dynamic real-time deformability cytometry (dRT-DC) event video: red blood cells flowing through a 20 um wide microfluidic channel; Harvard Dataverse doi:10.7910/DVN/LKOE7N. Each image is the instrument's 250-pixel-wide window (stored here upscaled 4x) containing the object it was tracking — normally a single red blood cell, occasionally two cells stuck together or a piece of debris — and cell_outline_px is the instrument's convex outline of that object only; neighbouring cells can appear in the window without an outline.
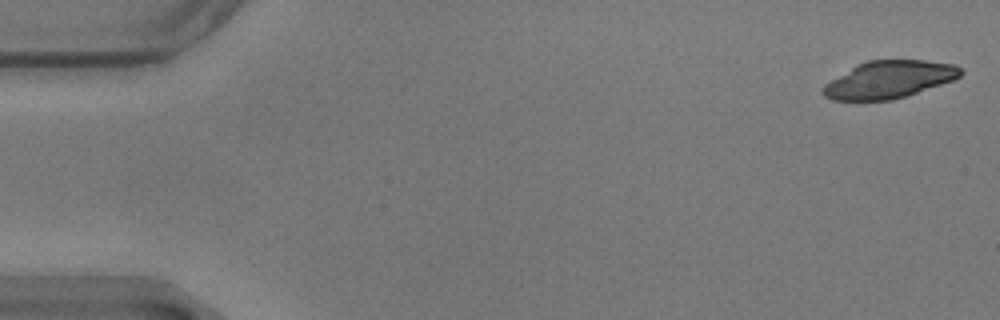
{"species": "common noctule bat (a hibernating species)", "species_latin": "Nyctalus noctula", "temperature_condition": "warm", "stored_images_in_passage": 57, "camera_frame_rate_fps": 3000, "um_per_image_px": 0.085, "animal": {"sex": "male", "body_mass_g": 17.9}, "frame": {"image": 1, "passage_image": 2, "time_ms": 0.333, "image_size_px": [1000, 320], "cell_outline_px": [[964, 72], [956, 80], [892, 100], [832, 100], [824, 96], [820, 92], [820, 88], [824, 84], [856, 64], [868, 60], [924, 60], [956, 64]], "centroid_in_image_um": [75.57, 6.76], "position_along_channel_um": 9.4, "area_um2": 30.23}}